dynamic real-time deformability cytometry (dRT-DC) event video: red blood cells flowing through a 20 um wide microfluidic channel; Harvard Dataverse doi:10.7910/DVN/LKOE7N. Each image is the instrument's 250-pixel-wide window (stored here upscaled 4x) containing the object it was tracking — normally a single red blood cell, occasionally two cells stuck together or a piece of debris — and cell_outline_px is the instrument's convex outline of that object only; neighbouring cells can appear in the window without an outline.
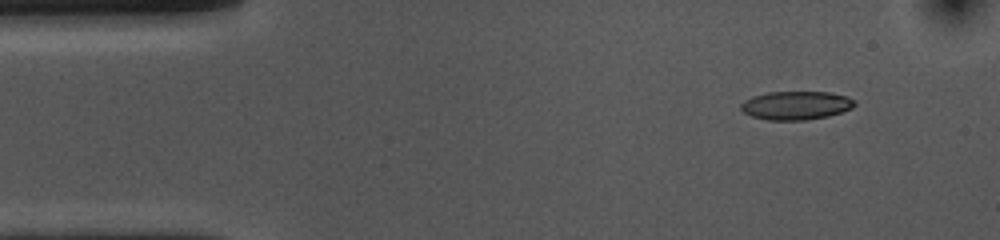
{"species": "common noctule bat (a hibernating species)", "species_latin": "Nyctalus noctula", "temperature_condition": "cold", "stored_images_in_passage": 49, "camera_frame_rate_fps": 3000, "um_per_image_px": 0.085, "animal": {"sex": "female", "body_mass_g": 10.0, "forearm_length_mm": 53.1}, "frame": {"image": 1, "passage_image": 1, "time_ms": 0.0, "image_size_px": [1000, 240], "cell_outline_px": [[856, 104], [852, 108], [828, 116], [808, 120], [768, 120], [752, 116], [744, 112], [740, 108], [740, 104], [744, 100], [752, 96], [768, 92], [828, 92], [848, 96], [856, 100]], "centroid_in_image_um": [67.67, 8.95], "position_along_channel_um": 17.3, "area_um2": 19.02}}
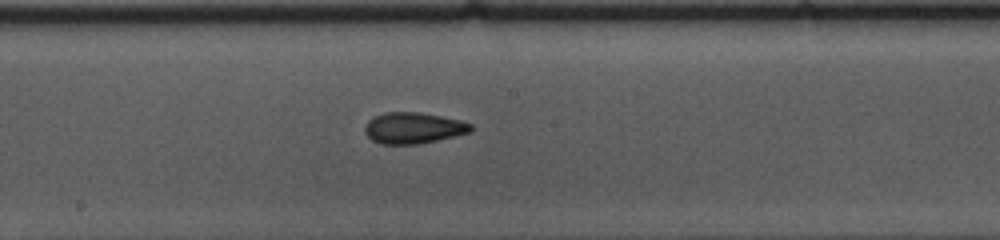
{"frame": {"image": 2, "passage_image": 23, "time_ms": 7.333, "image_size_px": [1000, 240], "cell_outline_px": [[472, 132], [420, 144], [380, 144], [372, 140], [364, 132], [364, 128], [368, 120], [384, 112], [420, 112], [460, 120], [472, 124]], "centroid_in_image_um": [35.13, 10.88], "position_along_channel_um": 213.1, "area_um2": 19.31}}
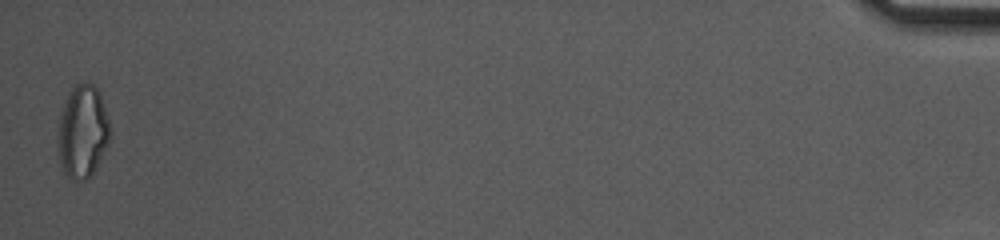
{"frame": {"image": 3, "passage_image": 49, "time_ms": 16.0, "image_size_px": [1000, 240], "cell_outline_px": [[108, 144], [92, 176], [88, 180], [72, 180], [60, 168], [56, 140], [56, 136], [60, 116], [68, 92], [76, 84], [92, 84], [100, 92], [108, 120]], "centroid_in_image_um": [6.98, 11.24], "position_along_channel_um": 428.2, "area_um2": 28.32}, "authors_computed_cell_mechanics": {"area_um2": 19.3052, "velocity_mm_per_s": 3.6365, "shape_relaxation_time_tau1_ms": null, "shape_relaxation_time_tau2_ms": 3.3354, "deformation_change_tau1": null, "deformation_change_tau2": 0.0869}}